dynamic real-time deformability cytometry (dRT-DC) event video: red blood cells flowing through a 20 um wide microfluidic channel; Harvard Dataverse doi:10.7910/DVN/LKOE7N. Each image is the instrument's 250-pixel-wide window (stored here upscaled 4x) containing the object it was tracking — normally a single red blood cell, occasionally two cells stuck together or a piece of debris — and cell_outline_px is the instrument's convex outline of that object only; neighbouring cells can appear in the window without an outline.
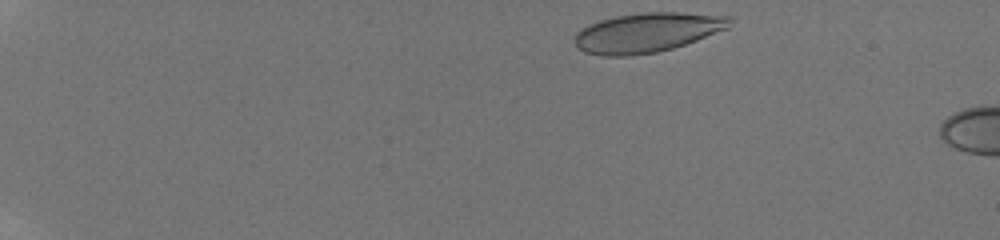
{"species": "human", "species_latin": "Homo sapiens", "temperature_condition": "room temperature", "stored_images_in_passage": 6, "camera_frame_rate_fps": 3000, "um_per_image_px": 0.085, "donor": {"sex": "male"}, "frame": {"image": 1, "passage_image": 1, "time_ms": 0.0, "image_size_px": [1000, 240], "cell_outline_px": [[732, 24], [728, 28], [696, 40], [672, 48], [656, 52], [628, 56], [604, 56], [584, 52], [572, 40], [576, 32], [580, 28], [588, 24], [600, 20], [616, 16], [644, 12], [676, 12], [728, 16], [732, 20]], "centroid_in_image_um": [54.97, 2.76], "position_along_channel_um": 30.0, "area_um2": 35.66}}